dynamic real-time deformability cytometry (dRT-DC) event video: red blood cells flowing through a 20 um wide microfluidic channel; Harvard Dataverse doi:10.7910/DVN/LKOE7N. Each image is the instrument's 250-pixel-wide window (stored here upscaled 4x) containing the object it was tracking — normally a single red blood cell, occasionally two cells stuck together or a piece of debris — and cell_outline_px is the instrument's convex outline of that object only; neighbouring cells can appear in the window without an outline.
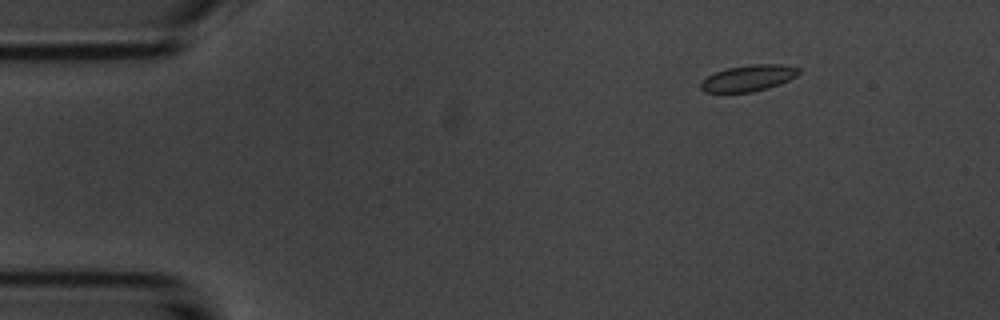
{"species": "common noctule bat (a hibernating species)", "species_latin": "Nyctalus noctula", "temperature_condition": "room temperature", "stored_images_in_passage": 48, "camera_frame_rate_fps": 3000, "um_per_image_px": 0.085, "animal": {"sex": "male", "body_mass_g": 20.1, "forearm_length_mm": 53.5}, "frame": {"image": 1, "passage_image": 1, "time_ms": 0.0, "image_size_px": [1000, 320], "cell_outline_px": [[800, 72], [796, 76], [780, 84], [768, 88], [752, 92], [704, 92], [700, 88], [700, 84], [708, 76], [716, 72], [728, 68], [752, 64], [780, 64], [800, 68]], "centroid_in_image_um": [63.64, 6.64], "position_along_channel_um": 21.4, "area_um2": 14.85}}
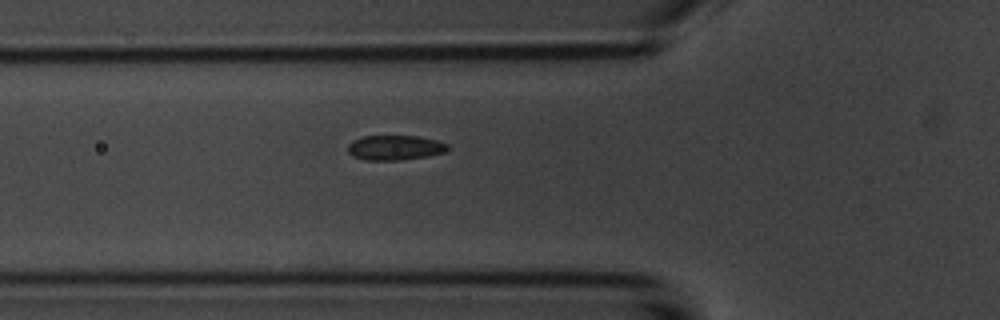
{"frame": {"image": 2, "passage_image": 13, "time_ms": 4.0, "image_size_px": [1000, 320], "cell_outline_px": [[448, 148], [444, 152], [428, 156], [400, 160], [364, 160], [352, 156], [348, 152], [348, 144], [352, 140], [364, 136], [416, 136], [436, 140], [448, 144]], "centroid_in_image_um": [33.53, 12.55], "position_along_channel_um": 92.3, "area_um2": 14.45}}
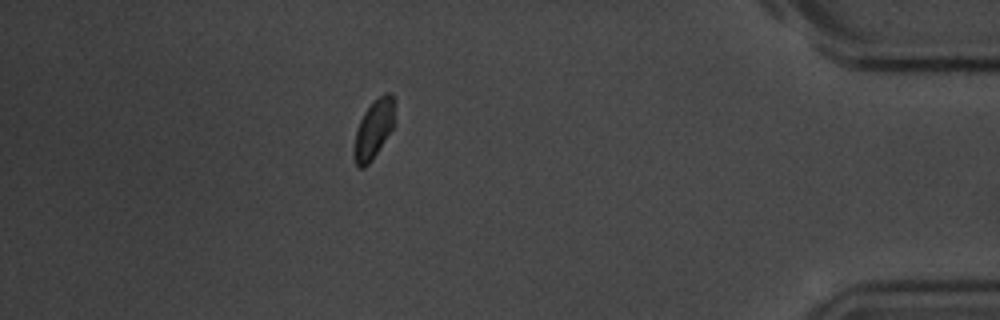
{"frame": {"image": 3, "passage_image": 42, "time_ms": 13.667, "image_size_px": [1000, 320], "cell_outline_px": [[396, 124], [372, 160], [364, 168], [356, 168], [352, 156], [352, 148], [356, 128], [364, 112], [384, 92], [392, 92], [396, 120]], "centroid_in_image_um": [31.75, 11.03], "position_along_channel_um": 403.4, "area_um2": 14.45}}